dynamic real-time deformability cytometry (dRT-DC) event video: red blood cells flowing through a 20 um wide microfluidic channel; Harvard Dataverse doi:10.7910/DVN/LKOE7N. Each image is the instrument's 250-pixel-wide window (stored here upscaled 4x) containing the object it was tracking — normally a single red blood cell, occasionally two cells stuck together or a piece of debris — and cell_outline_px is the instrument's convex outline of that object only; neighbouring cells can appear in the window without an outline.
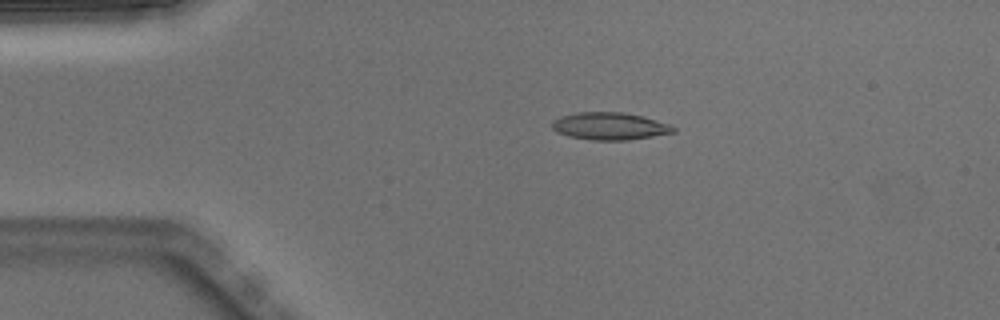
{"species": "Egyptian fruit bat (a non-hibernating species)", "species_latin": "Rousettus aegyptiacus", "temperature_condition": "warm", "stored_images_in_passage": 3, "camera_frame_rate_fps": 3000, "um_per_image_px": 0.085, "animal": {"sex": "male"}, "frame": {"image": 1, "passage_image": 2, "time_ms": 0.333, "image_size_px": [1000, 320], "cell_outline_px": [[676, 132], [628, 140], [592, 140], [568, 136], [556, 132], [552, 128], [552, 120], [560, 116], [576, 112], [624, 112], [644, 116], [668, 124], [676, 128]], "centroid_in_image_um": [51.8, 10.71], "position_along_channel_um": 33.2, "area_um2": 19.48}}